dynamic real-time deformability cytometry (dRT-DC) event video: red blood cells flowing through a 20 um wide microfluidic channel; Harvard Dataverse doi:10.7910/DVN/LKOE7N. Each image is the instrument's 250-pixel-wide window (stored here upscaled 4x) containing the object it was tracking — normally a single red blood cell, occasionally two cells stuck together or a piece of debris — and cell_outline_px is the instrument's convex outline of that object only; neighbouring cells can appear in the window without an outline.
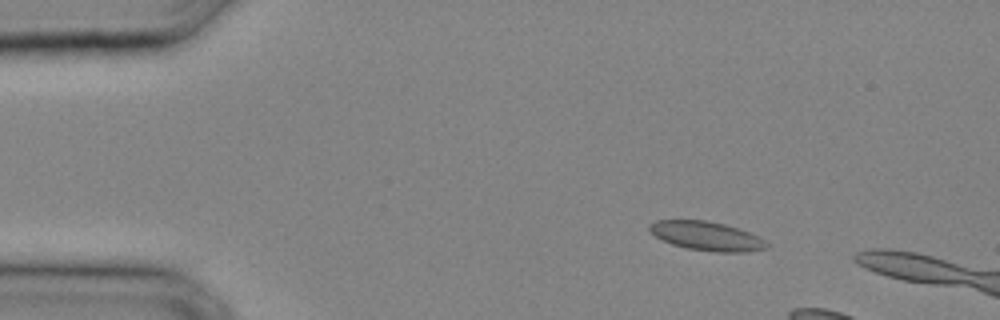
{"species": "common noctule bat (a hibernating species)", "species_latin": "Nyctalus noctula", "temperature_condition": "cold", "stored_images_in_passage": 5, "camera_frame_rate_fps": 3000, "um_per_image_px": 0.085, "animal": {"sex": "male", "body_mass_g": 20.4}, "frame": {"image": 1, "passage_image": 1, "time_ms": 0.0, "image_size_px": [1000, 320], "cell_outline_px": [[768, 248], [748, 252], [716, 252], [688, 248], [672, 244], [656, 236], [648, 228], [648, 224], [656, 220], [704, 220], [724, 224], [748, 232], [764, 240], [768, 244]], "centroid_in_image_um": [60.06, 20.06], "position_along_channel_um": 24.9, "area_um2": 19.54}}